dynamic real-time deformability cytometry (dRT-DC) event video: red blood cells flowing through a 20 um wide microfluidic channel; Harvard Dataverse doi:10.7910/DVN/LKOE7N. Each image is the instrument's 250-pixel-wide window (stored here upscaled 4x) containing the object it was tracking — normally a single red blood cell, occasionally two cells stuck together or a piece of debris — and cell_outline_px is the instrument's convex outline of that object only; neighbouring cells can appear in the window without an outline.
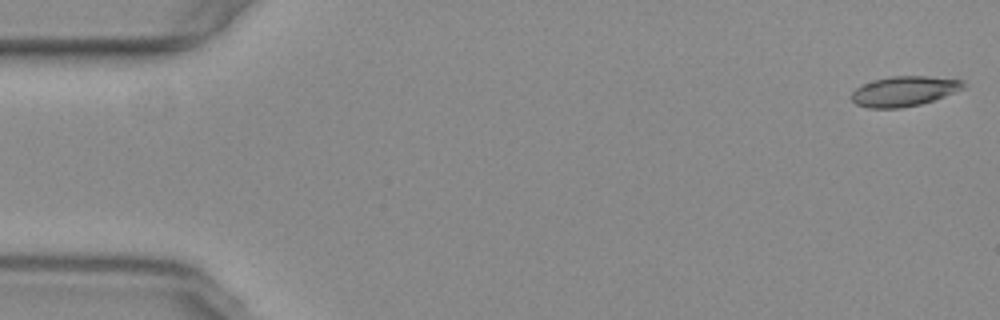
{"species": "common noctule bat (a hibernating species)", "species_latin": "Nyctalus noctula", "temperature_condition": "warm", "stored_images_in_passage": 51, "camera_frame_rate_fps": 3000, "um_per_image_px": 0.085, "animal": {"sex": "female", "body_mass_g": 29.2, "forearm_length_mm": 56.3}, "frame": {"image": 1, "passage_image": 1, "time_ms": 0.0, "image_size_px": [1000, 320], "cell_outline_px": [[964, 88], [944, 96], [920, 104], [900, 108], [868, 108], [856, 104], [852, 100], [852, 92], [856, 88], [864, 84], [876, 80], [892, 76], [928, 76], [964, 80]], "centroid_in_image_um": [76.85, 7.75], "position_along_channel_um": 8.2, "area_um2": 19.31}}
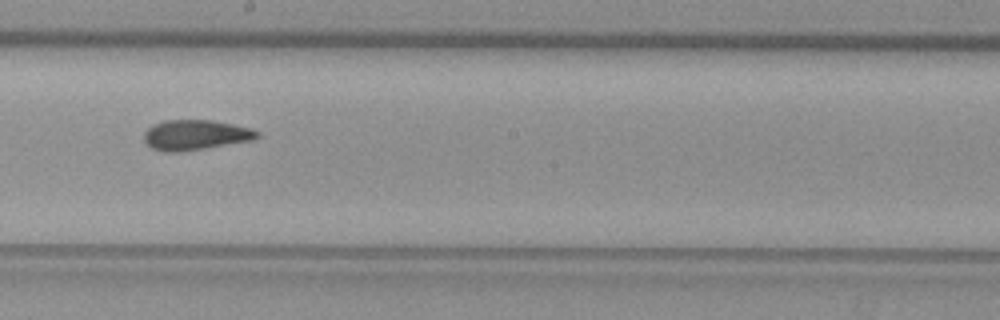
{"frame": {"image": 2, "passage_image": 30, "time_ms": 9.667, "image_size_px": [1000, 320], "cell_outline_px": [[260, 136], [252, 140], [180, 152], [164, 152], [152, 148], [144, 140], [144, 132], [152, 124], [164, 120], [212, 120], [252, 128], [260, 132]], "centroid_in_image_um": [16.6, 11.46], "position_along_channel_um": 231.6, "area_um2": 19.88}}
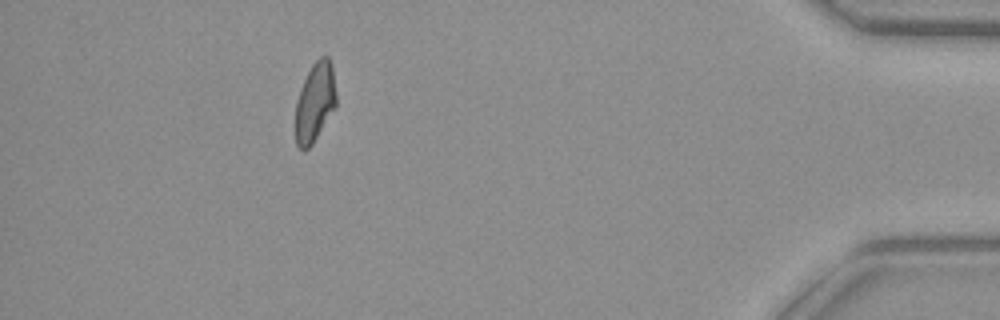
{"frame": {"image": 3, "passage_image": 49, "time_ms": 16.0, "image_size_px": [1000, 320], "cell_outline_px": [[336, 108], [312, 144], [308, 148], [300, 148], [296, 144], [296, 100], [300, 88], [312, 64], [320, 56], [328, 56], [332, 64], [336, 92]], "centroid_in_image_um": [26.79, 8.66], "position_along_channel_um": 408.4, "area_um2": 18.84}}